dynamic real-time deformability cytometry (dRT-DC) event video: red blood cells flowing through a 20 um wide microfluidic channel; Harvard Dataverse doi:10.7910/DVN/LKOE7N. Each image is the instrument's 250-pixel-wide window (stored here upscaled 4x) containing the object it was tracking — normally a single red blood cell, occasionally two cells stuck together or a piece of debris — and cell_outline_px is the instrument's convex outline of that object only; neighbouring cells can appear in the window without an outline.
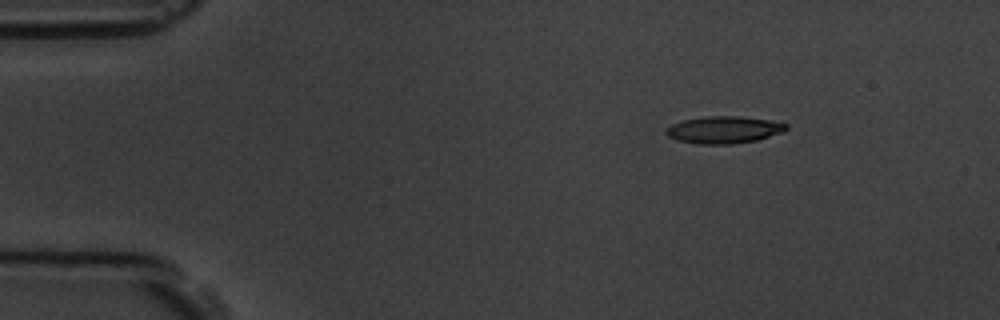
{"species": "common noctule bat (a hibernating species)", "species_latin": "Nyctalus noctula", "temperature_condition": "room temperature", "stored_images_in_passage": 4, "camera_frame_rate_fps": 3000, "um_per_image_px": 0.085, "animal": {"sex": "male", "body_mass_g": 19.5, "forearm_length_mm": 54.6}, "frame": {"image": 1, "passage_image": 1, "time_ms": 0.0, "image_size_px": [1000, 320], "cell_outline_px": [[788, 128], [784, 132], [756, 140], [732, 144], [700, 144], [680, 140], [668, 136], [664, 132], [672, 124], [684, 120], [704, 116], [740, 116], [772, 120], [788, 124]], "centroid_in_image_um": [61.58, 11.02], "position_along_channel_um": 23.4, "area_um2": 18.96}}
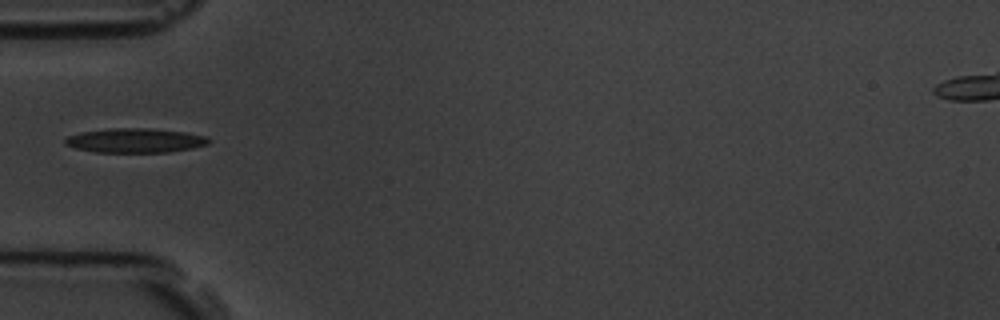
{"frame": {"image": 2, "passage_image": 4, "time_ms": 3.333, "image_size_px": [1000, 320], "cell_outline_px": [[212, 140], [208, 144], [192, 148], [168, 152], [96, 152], [76, 148], [64, 144], [64, 140], [68, 136], [80, 132], [108, 128], [152, 128], [184, 132], [204, 136]], "centroid_in_image_um": [11.48, 11.93], "position_along_channel_um": 73.5, "area_um2": 20.4}}